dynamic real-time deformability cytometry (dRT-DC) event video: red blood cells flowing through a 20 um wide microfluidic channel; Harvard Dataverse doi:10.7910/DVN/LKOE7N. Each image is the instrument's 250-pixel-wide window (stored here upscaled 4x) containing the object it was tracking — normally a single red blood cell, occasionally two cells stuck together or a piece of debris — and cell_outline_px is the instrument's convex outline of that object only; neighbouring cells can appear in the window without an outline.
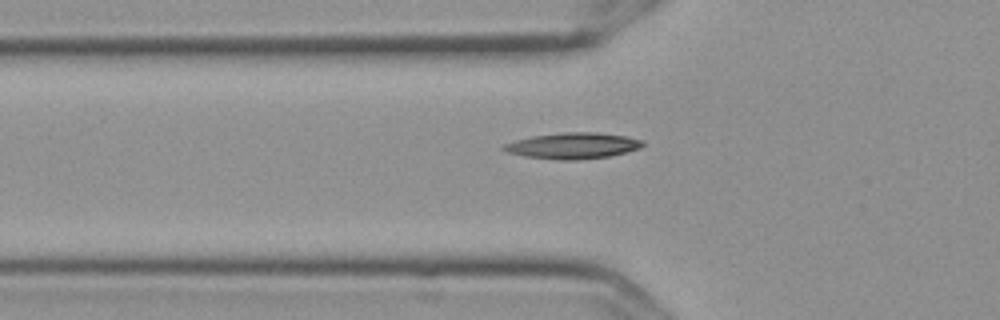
{"species": "Egyptian fruit bat (a non-hibernating species)", "species_latin": "Rousettus aegyptiacus", "temperature_condition": "cold", "stored_images_in_passage": 39, "camera_frame_rate_fps": 3000, "um_per_image_px": 0.085, "frame": {"image": 1, "passage_image": 3, "time_ms": 0.667, "image_size_px": [1000, 320], "cell_outline_px": [[644, 144], [640, 148], [608, 156], [576, 160], [560, 160], [524, 156], [508, 152], [500, 148], [500, 144], [532, 136], [564, 132], [596, 132], [624, 136], [644, 140]], "centroid_in_image_um": [48.65, 12.38], "position_along_channel_um": 77.2, "area_um2": 21.04}}
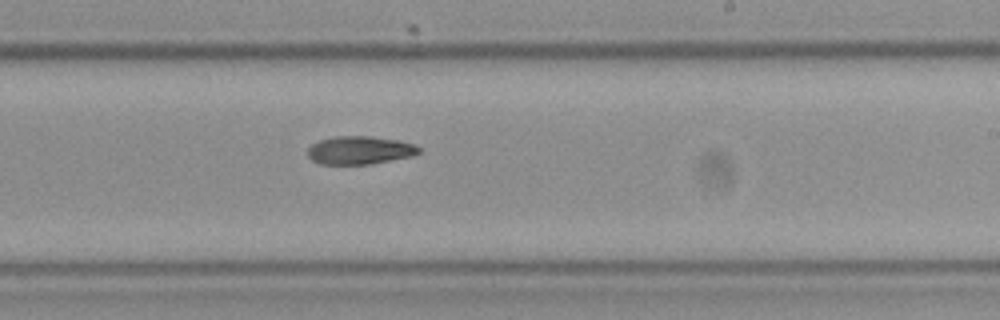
{"frame": {"image": 2, "passage_image": 18, "time_ms": 5.667, "image_size_px": [1000, 320], "cell_outline_px": [[420, 152], [412, 156], [372, 164], [320, 164], [312, 160], [308, 156], [308, 148], [312, 144], [320, 140], [336, 136], [372, 136], [396, 140], [416, 144], [420, 148]], "centroid_in_image_um": [30.59, 12.77], "position_along_channel_um": 258.4, "area_um2": 18.26}}
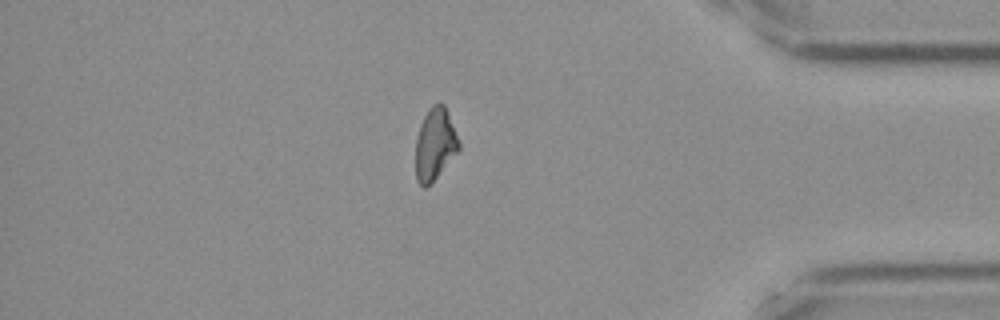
{"frame": {"image": 3, "passage_image": 32, "time_ms": 10.333, "image_size_px": [1000, 320], "cell_outline_px": [[460, 148], [436, 176], [424, 188], [416, 180], [416, 140], [420, 124], [428, 108], [432, 104], [444, 104], [460, 144]], "centroid_in_image_um": [36.95, 12.22], "position_along_channel_um": 398.3, "area_um2": 17.57}}